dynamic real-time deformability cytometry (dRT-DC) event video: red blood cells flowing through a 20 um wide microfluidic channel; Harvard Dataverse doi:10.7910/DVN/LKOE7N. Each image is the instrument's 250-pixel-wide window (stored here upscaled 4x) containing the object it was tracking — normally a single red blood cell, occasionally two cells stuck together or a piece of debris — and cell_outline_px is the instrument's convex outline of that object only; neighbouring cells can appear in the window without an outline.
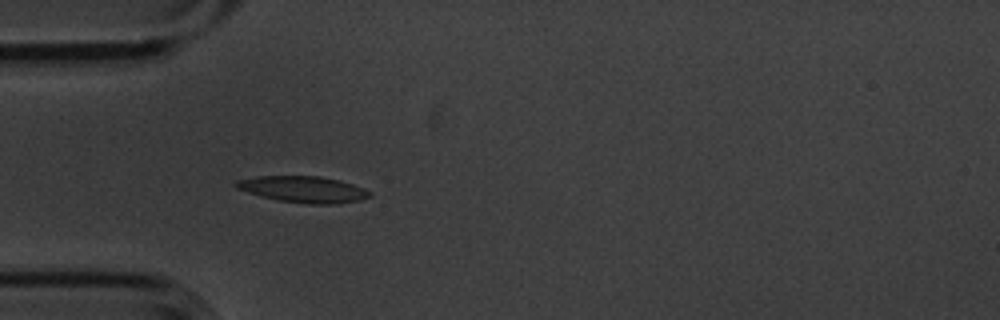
{"species": "common noctule bat (a hibernating species)", "species_latin": "Nyctalus noctula", "temperature_condition": "cold", "stored_images_in_passage": 5, "camera_frame_rate_fps": 3000, "um_per_image_px": 0.085, "animal": {"sex": "male", "body_mass_g": 20.1, "forearm_length_mm": 53.5}, "frame": {"image": 1, "passage_image": 5, "time_ms": 1.333, "image_size_px": [1000, 320], "cell_outline_px": [[372, 196], [360, 200], [332, 204], [308, 204], [280, 200], [260, 196], [236, 188], [232, 184], [236, 180], [256, 176], [320, 176], [340, 180], [352, 184], [372, 192]], "centroid_in_image_um": [25.76, 16.08], "position_along_channel_um": 59.2, "area_um2": 20.52}}